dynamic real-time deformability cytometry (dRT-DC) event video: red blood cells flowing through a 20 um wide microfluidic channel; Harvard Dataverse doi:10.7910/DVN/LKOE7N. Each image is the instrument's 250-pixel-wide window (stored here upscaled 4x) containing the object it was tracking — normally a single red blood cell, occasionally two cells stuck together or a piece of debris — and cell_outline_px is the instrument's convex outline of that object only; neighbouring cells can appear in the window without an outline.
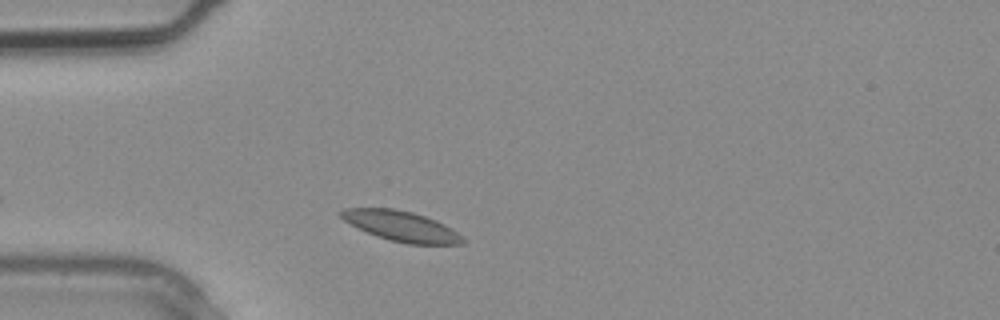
{"species": "common noctule bat (a hibernating species)", "species_latin": "Nyctalus noctula", "temperature_condition": "warm", "stored_images_in_passage": 2, "camera_frame_rate_fps": 3000, "um_per_image_px": 0.085, "animal": {"sex": "male", "body_mass_g": 20.4}, "frame": {"image": 1, "passage_image": 2, "time_ms": 0.333, "image_size_px": [1000, 320], "cell_outline_px": [[464, 244], [408, 244], [388, 240], [376, 236], [344, 220], [336, 212], [344, 208], [392, 208], [412, 212], [436, 220], [452, 228], [464, 236]], "centroid_in_image_um": [34.13, 19.22], "position_along_channel_um": 50.9, "area_um2": 21.44}}